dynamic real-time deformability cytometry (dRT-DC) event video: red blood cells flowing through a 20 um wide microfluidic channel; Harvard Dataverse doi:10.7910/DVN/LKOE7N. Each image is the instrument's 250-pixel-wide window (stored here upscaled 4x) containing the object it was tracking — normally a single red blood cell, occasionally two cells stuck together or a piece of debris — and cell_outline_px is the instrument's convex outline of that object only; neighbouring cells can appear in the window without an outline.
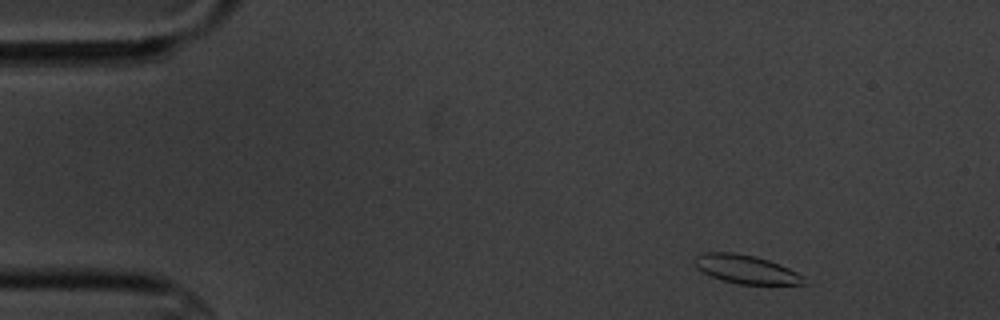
{"species": "common noctule bat (a hibernating species)", "species_latin": "Nyctalus noctula", "temperature_condition": "cold", "stored_images_in_passage": 8, "camera_frame_rate_fps": 3000, "um_per_image_px": 0.085, "animal": {"sex": "male", "body_mass_g": 20.1, "forearm_length_mm": 53.5}, "frame": {"image": 1, "passage_image": 2, "time_ms": 1.0, "image_size_px": [1000, 320], "cell_outline_px": [[804, 284], [736, 284], [712, 276], [696, 268], [692, 264], [692, 256], [704, 252], [732, 252], [756, 256], [780, 264], [804, 276]], "centroid_in_image_um": [63.33, 22.86], "position_along_channel_um": 21.7, "area_um2": 18.26}}
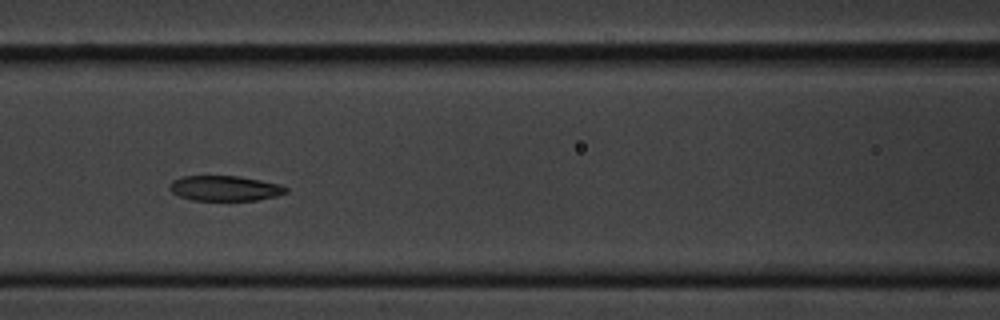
{"frame": {"image": 2, "passage_image": 7, "time_ms": 7.0, "image_size_px": [1000, 320], "cell_outline_px": [[288, 192], [276, 196], [256, 200], [192, 200], [180, 196], [172, 192], [168, 188], [168, 184], [172, 180], [184, 176], [240, 176], [280, 184], [288, 188]], "centroid_in_image_um": [19.1, 16.0], "position_along_channel_um": 147.5, "area_um2": 17.11}}
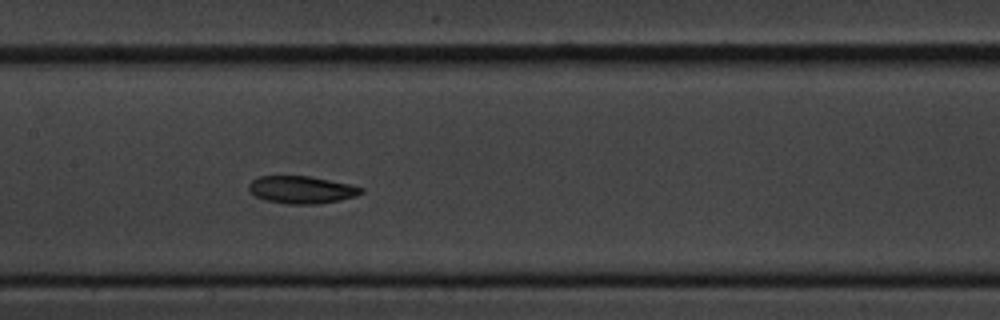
{"frame": {"image": 3, "passage_image": 8, "time_ms": 8.0, "image_size_px": [1000, 320], "cell_outline_px": [[364, 192], [356, 196], [340, 200], [316, 204], [288, 204], [264, 200], [248, 192], [248, 184], [252, 180], [260, 176], [308, 176], [352, 184], [364, 188]], "centroid_in_image_um": [25.63, 16.13], "position_along_channel_um": 181.8, "area_um2": 18.15}}